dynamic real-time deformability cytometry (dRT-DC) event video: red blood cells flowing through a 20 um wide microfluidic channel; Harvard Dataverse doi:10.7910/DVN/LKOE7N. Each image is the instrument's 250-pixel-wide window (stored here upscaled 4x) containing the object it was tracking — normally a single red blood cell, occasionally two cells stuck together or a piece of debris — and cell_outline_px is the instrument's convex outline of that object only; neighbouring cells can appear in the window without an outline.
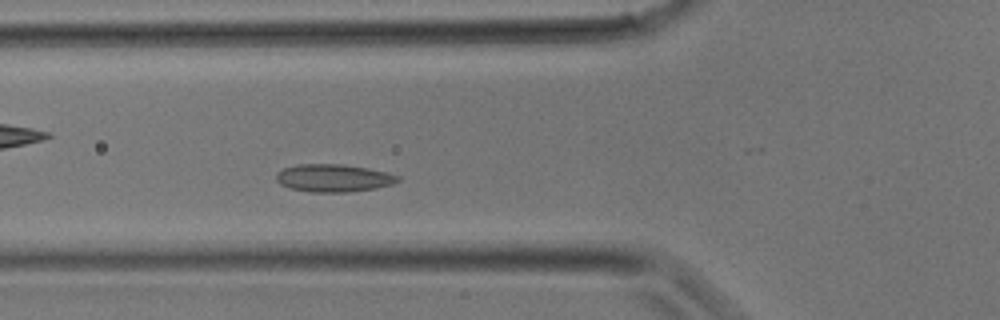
{"species": "common noctule bat (a hibernating species)", "species_latin": "Nyctalus noctula", "temperature_condition": "room temperature", "stored_images_in_passage": 35, "camera_frame_rate_fps": 3000, "um_per_image_px": 0.085, "animal": {"sex": "male", "body_mass_g": 17.9}, "frame": {"image": 1, "passage_image": 13, "time_ms": 4.0, "image_size_px": [1000, 320], "cell_outline_px": [[400, 180], [392, 184], [376, 188], [348, 192], [312, 192], [288, 188], [280, 184], [276, 180], [276, 172], [284, 168], [296, 164], [344, 164], [368, 168], [388, 172], [400, 176]], "centroid_in_image_um": [28.34, 15.13], "position_along_channel_um": 97.5, "area_um2": 19.83}}
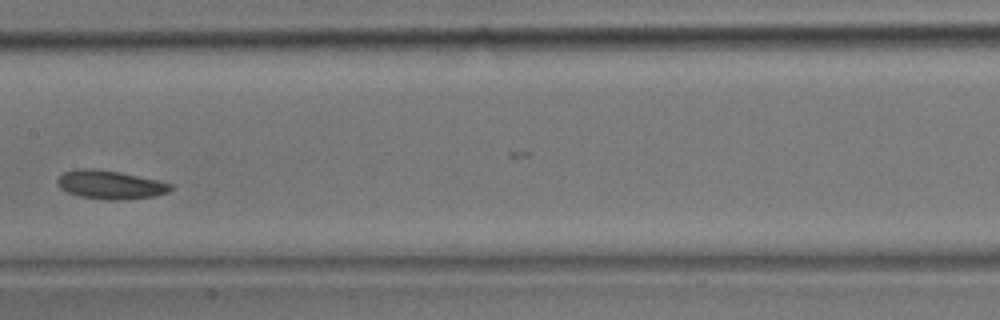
{"frame": {"image": 2, "passage_image": 18, "time_ms": 5.667, "image_size_px": [1000, 320], "cell_outline_px": [[172, 188], [168, 192], [156, 196], [128, 200], [104, 200], [80, 196], [68, 192], [60, 188], [56, 184], [56, 180], [64, 172], [76, 168], [96, 168], [120, 172], [156, 180], [172, 184]], "centroid_in_image_um": [9.35, 15.7], "position_along_channel_um": 198.1, "area_um2": 19.07}}
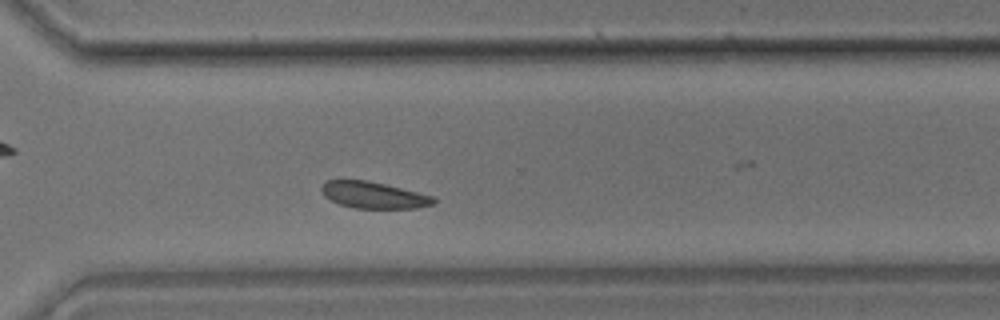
{"frame": {"image": 3, "passage_image": 25, "time_ms": 8.0, "image_size_px": [1000, 320], "cell_outline_px": [[436, 204], [416, 208], [356, 208], [340, 204], [324, 196], [320, 188], [324, 180], [368, 180], [436, 196]], "centroid_in_image_um": [31.79, 16.57], "position_along_channel_um": 338.8, "area_um2": 17.51}}